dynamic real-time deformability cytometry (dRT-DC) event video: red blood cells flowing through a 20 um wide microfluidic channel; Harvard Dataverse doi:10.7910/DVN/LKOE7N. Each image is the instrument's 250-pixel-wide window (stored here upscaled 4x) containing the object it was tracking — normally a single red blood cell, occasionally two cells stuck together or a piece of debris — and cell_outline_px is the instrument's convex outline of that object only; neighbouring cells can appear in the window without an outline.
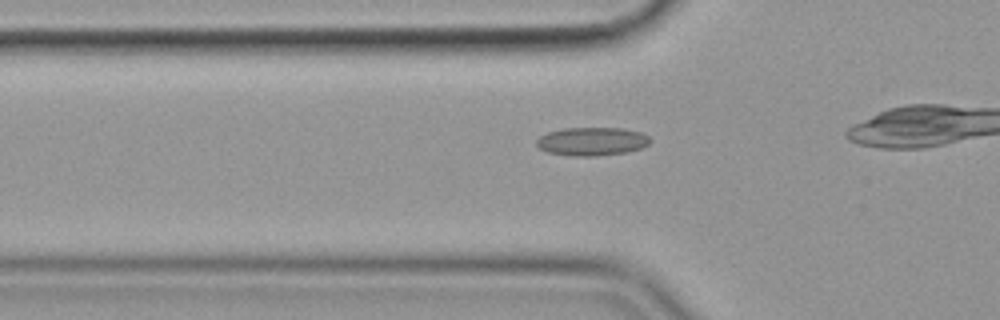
{"species": "common noctule bat (a hibernating species)", "species_latin": "Nyctalus noctula", "temperature_condition": "cold", "stored_images_in_passage": 9, "camera_frame_rate_fps": 3000, "um_per_image_px": 0.085, "animal": {"sex": "female", "body_mass_g": 19.9}, "frame": {"image": 1, "passage_image": 4, "time_ms": 1.0, "image_size_px": [1000, 320], "cell_outline_px": [[652, 140], [648, 144], [640, 148], [628, 152], [596, 156], [568, 156], [548, 152], [540, 148], [536, 144], [536, 140], [540, 136], [548, 132], [564, 128], [624, 128], [640, 132], [648, 136]], "centroid_in_image_um": [50.32, 12.02], "position_along_channel_um": 75.5, "area_um2": 18.84}}
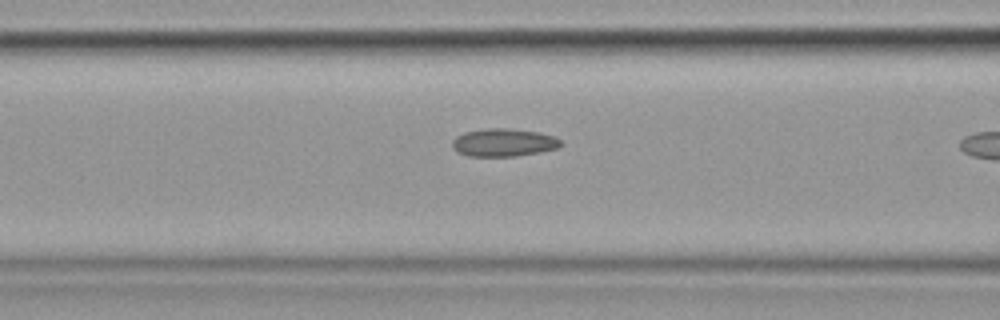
{"frame": {"image": 2, "passage_image": 8, "time_ms": 2.333, "image_size_px": [1000, 320], "cell_outline_px": [[564, 144], [556, 148], [540, 152], [516, 156], [468, 156], [456, 152], [452, 148], [452, 140], [456, 136], [464, 132], [488, 128], [508, 128], [540, 132], [556, 136]], "centroid_in_image_um": [42.8, 12.11], "position_along_channel_um": 123.8, "area_um2": 17.86}}